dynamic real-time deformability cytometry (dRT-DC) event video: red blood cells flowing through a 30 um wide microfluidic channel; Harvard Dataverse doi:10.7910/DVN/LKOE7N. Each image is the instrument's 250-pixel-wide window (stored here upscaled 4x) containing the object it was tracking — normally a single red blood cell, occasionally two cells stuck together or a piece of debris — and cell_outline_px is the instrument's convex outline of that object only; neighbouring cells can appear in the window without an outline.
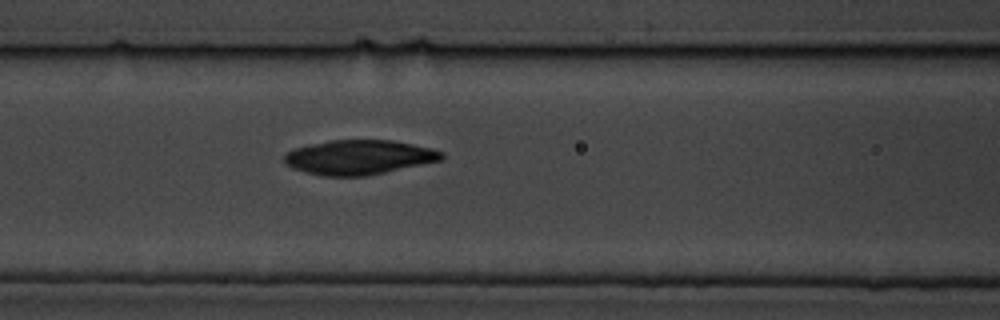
{"species": "common noctule bat (a hibernating species)", "species_latin": "Nyctalus noctula", "temperature_condition": "cold", "stored_images_in_passage": 41, "camera_frame_rate_fps": 3000, "um_per_image_px": 0.085, "animal": {"sex": "male", "body_mass_g": 19.5, "forearm_length_mm": 54.6}, "frame": {"image": 1, "passage_image": 7, "time_ms": 2.0, "image_size_px": [1000, 320], "cell_outline_px": [[444, 156], [440, 160], [384, 172], [364, 176], [324, 176], [292, 168], [284, 160], [284, 156], [288, 152], [296, 148], [308, 144], [328, 140], [392, 140], [432, 148], [444, 152]], "centroid_in_image_um": [30.51, 13.35], "position_along_channel_um": 136.1, "area_um2": 31.33}}
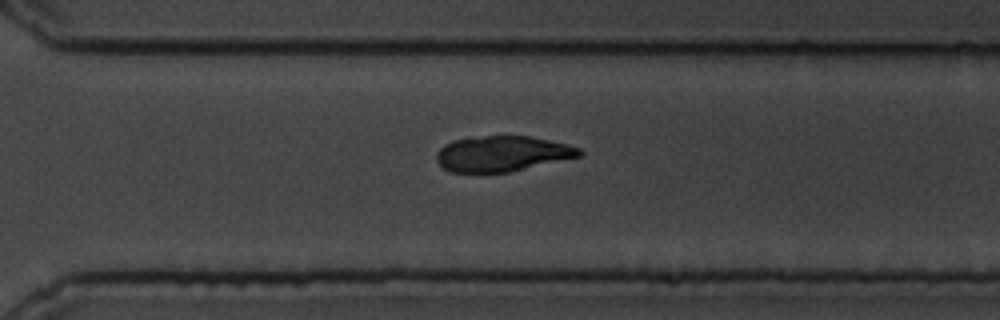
{"frame": {"image": 2, "passage_image": 24, "time_ms": 7.667, "image_size_px": [1000, 320], "cell_outline_px": [[584, 152], [580, 156], [508, 172], [452, 172], [444, 168], [436, 160], [436, 156], [440, 148], [444, 144], [452, 140], [484, 136], [528, 136], [568, 144], [580, 148]], "centroid_in_image_um": [42.68, 13.06], "position_along_channel_um": 327.9, "area_um2": 29.25}}
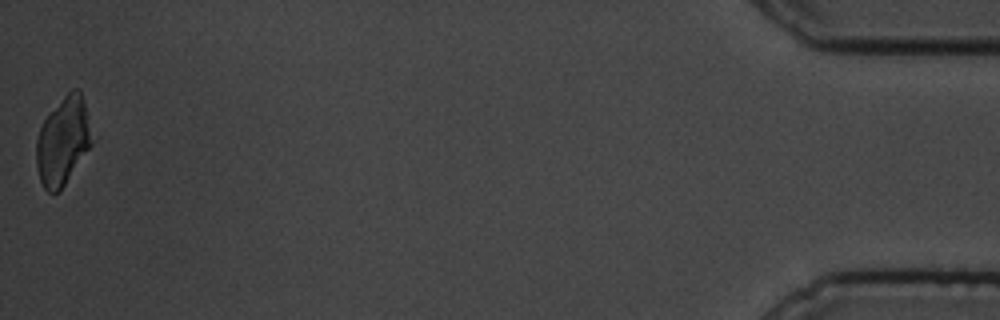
{"frame": {"image": 3, "passage_image": 41, "time_ms": 13.333, "image_size_px": [1000, 320], "cell_outline_px": [[92, 144], [60, 192], [48, 192], [44, 188], [40, 180], [36, 164], [36, 140], [40, 128], [44, 120], [64, 96], [72, 88], [80, 88], [84, 104]], "centroid_in_image_um": [5.32, 12.03], "position_along_channel_um": 429.9, "area_um2": 27.86}}